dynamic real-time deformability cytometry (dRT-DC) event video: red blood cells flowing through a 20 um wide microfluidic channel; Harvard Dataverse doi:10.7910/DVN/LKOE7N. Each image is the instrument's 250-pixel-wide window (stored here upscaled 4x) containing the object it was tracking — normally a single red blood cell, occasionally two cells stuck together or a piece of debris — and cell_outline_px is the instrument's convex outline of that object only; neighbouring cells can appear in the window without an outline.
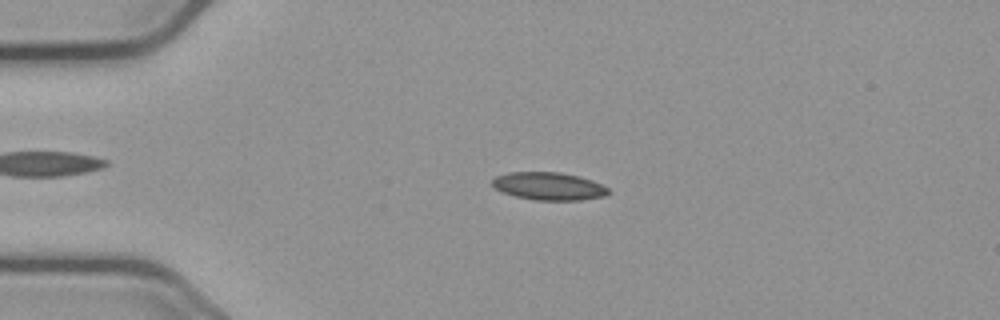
{"species": "common noctule bat (a hibernating species)", "species_latin": "Nyctalus noctula", "temperature_condition": "cold", "stored_images_in_passage": 56, "camera_frame_rate_fps": 3000, "um_per_image_px": 0.085, "animal": {"sex": "male", "body_mass_g": 23.1, "forearm_length_mm": 52.7}, "frame": {"image": 1, "passage_image": 13, "time_ms": 4.0, "image_size_px": [1000, 320], "cell_outline_px": [[608, 192], [604, 196], [580, 200], [532, 200], [500, 192], [492, 184], [492, 180], [496, 176], [508, 172], [560, 172], [592, 180], [608, 188]], "centroid_in_image_um": [46.6, 15.82], "position_along_channel_um": 38.4, "area_um2": 18.67}}
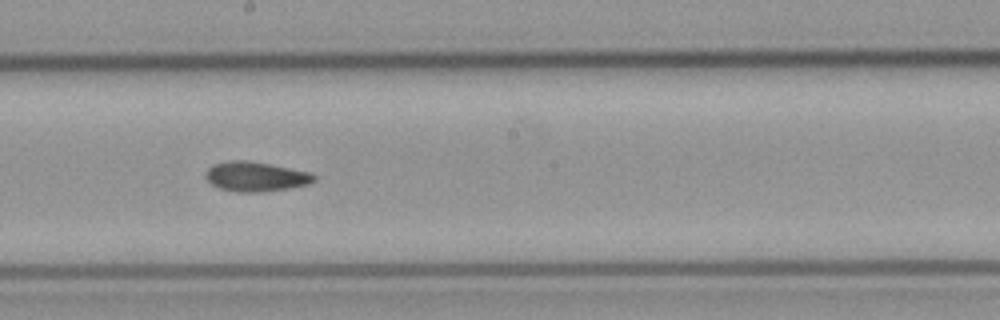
{"frame": {"image": 2, "passage_image": 31, "time_ms": 10.0, "image_size_px": [1000, 320], "cell_outline_px": [[316, 180], [308, 184], [288, 188], [260, 192], [236, 192], [220, 188], [212, 184], [204, 176], [204, 172], [212, 164], [228, 160], [248, 160], [312, 172], [316, 176]], "centroid_in_image_um": [21.72, 14.99], "position_along_channel_um": 226.5, "area_um2": 18.9}}
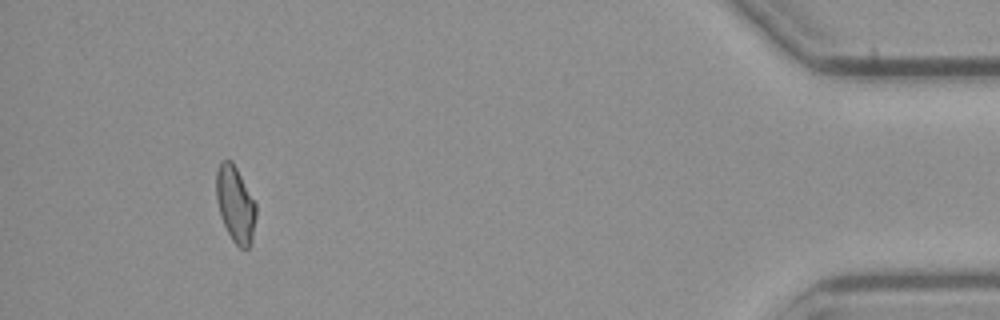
{"frame": {"image": 3, "passage_image": 52, "time_ms": 17.0, "image_size_px": [1000, 320], "cell_outline_px": [[256, 216], [252, 240], [248, 248], [240, 248], [232, 240], [220, 216], [216, 200], [216, 168], [220, 160], [232, 160], [256, 204]], "centroid_in_image_um": [19.99, 17.34], "position_along_channel_um": 415.2, "area_um2": 17.69}, "authors_computed_cell_mechanics": {"area_um2": 18.1492, "velocity_mm_per_s": 3.6857, "shape_relaxation_time_tau1_ms": null, "shape_relaxation_time_tau2_ms": 3.8185, "deformation_change_tau1": null, "deformation_change_tau2": 0.1002}}